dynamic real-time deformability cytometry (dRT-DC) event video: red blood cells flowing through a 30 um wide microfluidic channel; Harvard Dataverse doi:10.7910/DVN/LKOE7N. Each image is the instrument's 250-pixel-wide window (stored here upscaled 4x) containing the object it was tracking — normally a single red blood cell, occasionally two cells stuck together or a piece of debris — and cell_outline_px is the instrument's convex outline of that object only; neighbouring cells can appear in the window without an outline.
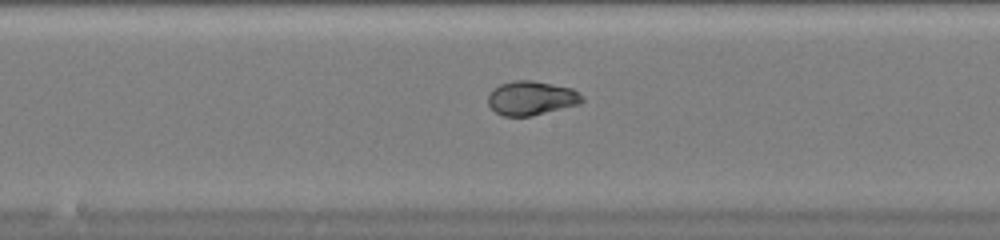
{"species": "common noctule bat (a hibernating species)", "species_latin": "Nyctalus noctula", "temperature_condition": "warm", "stored_images_in_passage": 37, "camera_frame_rate_fps": 3000, "um_per_image_px": 0.085, "animal": {"sex": "female", "body_mass_g": 20.0, "forearm_length_mm": 54.0}, "frame": {"image": 1, "passage_image": 14, "time_ms": 4.333, "image_size_px": [1000, 240], "cell_outline_px": [[584, 100], [580, 104], [532, 116], [504, 116], [496, 112], [488, 104], [488, 96], [492, 88], [500, 84], [512, 80], [532, 80], [572, 88], [584, 96]], "centroid_in_image_um": [45.17, 8.33], "position_along_channel_um": 203.0, "area_um2": 18.84}}
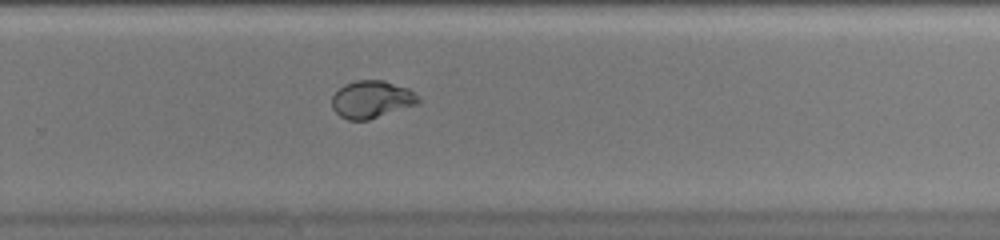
{"frame": {"image": 2, "passage_image": 21, "time_ms": 6.667, "image_size_px": [1000, 240], "cell_outline_px": [[420, 104], [368, 120], [348, 120], [340, 116], [332, 108], [332, 96], [344, 84], [356, 80], [384, 80], [408, 88], [420, 96]], "centroid_in_image_um": [31.62, 8.45], "position_along_channel_um": 298.2, "area_um2": 19.07}}
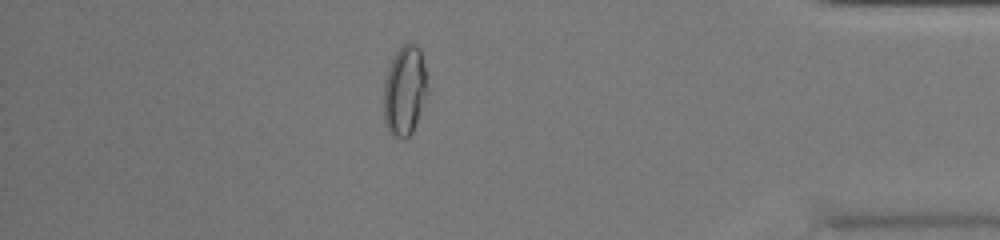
{"frame": {"image": 3, "passage_image": 31, "time_ms": 10.0, "image_size_px": [1000, 240], "cell_outline_px": [[428, 100], [412, 132], [404, 140], [392, 136], [388, 132], [384, 120], [384, 80], [388, 68], [396, 52], [404, 44], [416, 44], [420, 48], [428, 88]], "centroid_in_image_um": [34.41, 7.77], "position_along_channel_um": 400.8, "area_um2": 23.29}, "authors_computed_cell_mechanics": {"area_um2": 19.363, "velocity_mm_per_s": 4.0829, "shape_relaxation_time_tau1_ms": 9.0021, "shape_relaxation_time_tau2_ms": null, "deformation_change_tau1": 0.3066, "deformation_change_tau2": null}}